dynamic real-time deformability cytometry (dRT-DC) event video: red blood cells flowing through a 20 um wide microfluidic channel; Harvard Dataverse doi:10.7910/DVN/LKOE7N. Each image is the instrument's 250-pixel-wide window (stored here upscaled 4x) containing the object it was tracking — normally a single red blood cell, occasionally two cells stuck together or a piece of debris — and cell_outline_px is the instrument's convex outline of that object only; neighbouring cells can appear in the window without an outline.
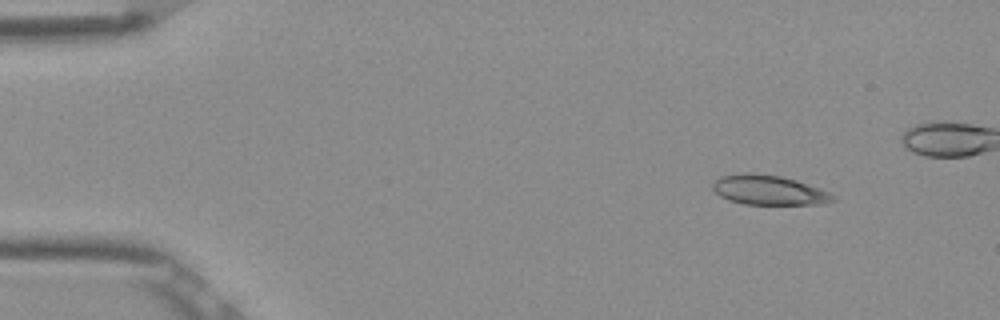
{"species": "Egyptian fruit bat (a non-hibernating species)", "species_latin": "Rousettus aegyptiacus", "temperature_condition": "room temperature", "stored_images_in_passage": 4, "camera_frame_rate_fps": 3000, "um_per_image_px": 0.085, "frame": {"image": 1, "passage_image": 1, "time_ms": 0.0, "image_size_px": [1000, 320], "cell_outline_px": [[836, 200], [824, 204], [744, 204], [728, 200], [720, 196], [712, 188], [712, 184], [720, 176], [736, 172], [752, 172], [780, 176], [796, 180], [820, 188], [828, 192]], "centroid_in_image_um": [65.3, 16.14], "position_along_channel_um": 19.7, "area_um2": 20.92}}